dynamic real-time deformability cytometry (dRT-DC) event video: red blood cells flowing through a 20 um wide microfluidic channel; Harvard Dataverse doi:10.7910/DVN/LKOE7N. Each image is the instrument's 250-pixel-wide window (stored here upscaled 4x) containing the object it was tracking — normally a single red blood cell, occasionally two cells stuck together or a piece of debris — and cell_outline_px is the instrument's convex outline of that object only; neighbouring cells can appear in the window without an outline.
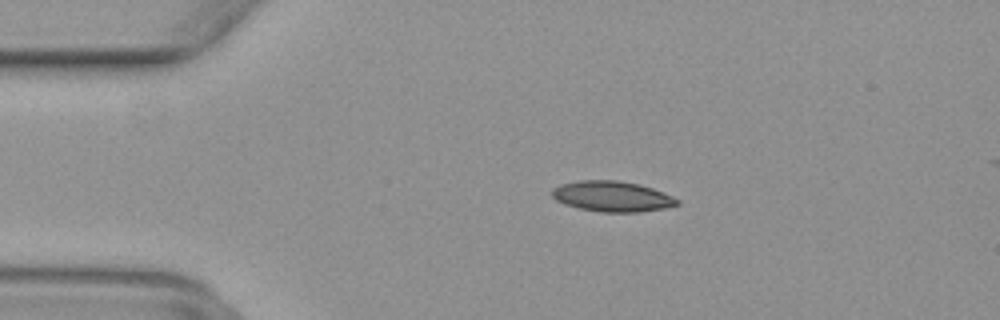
{"species": "common noctule bat (a hibernating species)", "species_latin": "Nyctalus noctula", "temperature_condition": "warm", "stored_images_in_passage": 43, "camera_frame_rate_fps": 3000, "um_per_image_px": 0.085, "animal": {"sex": "female", "body_mass_g": 29.2, "forearm_length_mm": 56.3}, "frame": {"image": 1, "passage_image": 3, "time_ms": 0.667, "image_size_px": [1000, 320], "cell_outline_px": [[680, 204], [664, 208], [640, 212], [600, 212], [580, 208], [564, 204], [556, 200], [552, 196], [552, 188], [560, 184], [580, 180], [616, 180], [640, 184], [664, 192], [680, 200]], "centroid_in_image_um": [52.04, 16.69], "position_along_channel_um": 33.0, "area_um2": 22.37}}
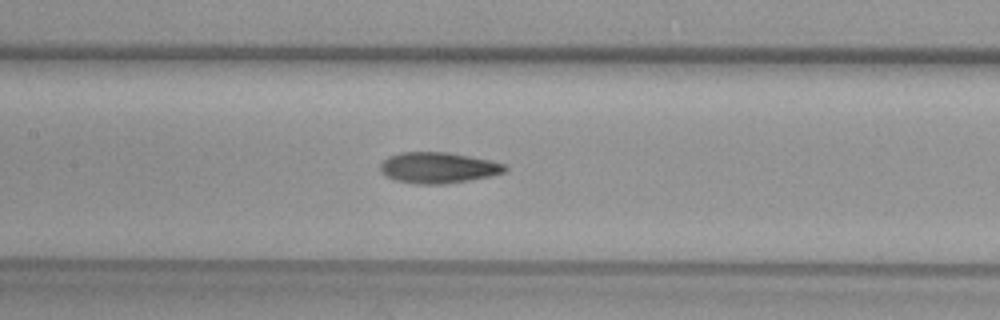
{"frame": {"image": 2, "passage_image": 16, "time_ms": 5.0, "image_size_px": [1000, 320], "cell_outline_px": [[508, 168], [504, 172], [492, 176], [444, 184], [416, 184], [396, 180], [384, 176], [380, 172], [380, 164], [388, 156], [400, 152], [448, 152], [488, 160], [504, 164]], "centroid_in_image_um": [37.2, 14.26], "position_along_channel_um": 170.2, "area_um2": 22.48}}
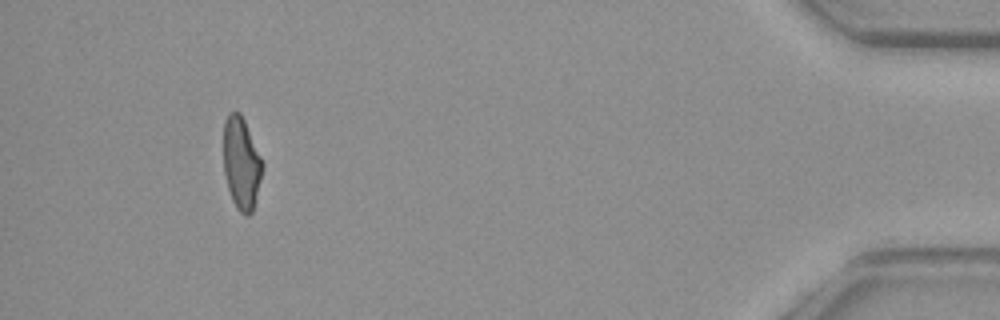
{"frame": {"image": 3, "passage_image": 39, "time_ms": 12.667, "image_size_px": [1000, 320], "cell_outline_px": [[264, 168], [252, 212], [248, 216], [244, 216], [236, 208], [232, 200], [228, 188], [224, 172], [224, 120], [228, 112], [240, 112], [264, 160]], "centroid_in_image_um": [20.54, 13.87], "position_along_channel_um": 414.7, "area_um2": 21.21}}